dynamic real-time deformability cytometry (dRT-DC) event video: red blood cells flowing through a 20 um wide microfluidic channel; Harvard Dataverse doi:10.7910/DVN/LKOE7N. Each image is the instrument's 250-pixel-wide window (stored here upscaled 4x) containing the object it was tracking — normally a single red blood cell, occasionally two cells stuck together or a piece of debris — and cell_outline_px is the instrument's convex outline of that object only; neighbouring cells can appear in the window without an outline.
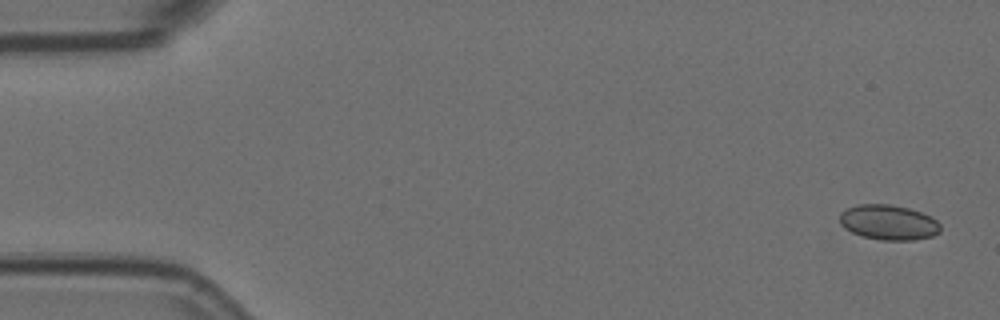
{"species": "Egyptian fruit bat (a non-hibernating species)", "species_latin": "Rousettus aegyptiacus", "temperature_condition": "room temperature", "stored_images_in_passage": 6, "segment_of_instrument_passage": [1, 2], "camera_frame_rate_fps": 3000, "um_per_image_px": 0.085, "animal": {"sex": "female"}, "frame": {"image": 1, "passage_image": 1, "time_ms": 0.0, "image_size_px": [1000, 320], "cell_outline_px": [[940, 232], [932, 236], [916, 240], [884, 240], [864, 236], [852, 232], [844, 228], [840, 224], [840, 212], [856, 204], [892, 204], [908, 208], [932, 216], [940, 224]], "centroid_in_image_um": [75.54, 18.89], "position_along_channel_um": 9.5, "area_um2": 20.63}}